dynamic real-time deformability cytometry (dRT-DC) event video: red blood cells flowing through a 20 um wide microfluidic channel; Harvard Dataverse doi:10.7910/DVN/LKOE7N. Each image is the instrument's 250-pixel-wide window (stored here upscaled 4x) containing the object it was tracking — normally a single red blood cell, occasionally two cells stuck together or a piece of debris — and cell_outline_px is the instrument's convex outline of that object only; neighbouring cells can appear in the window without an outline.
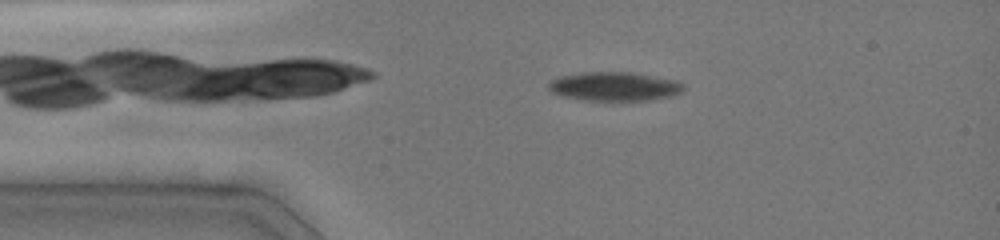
{"species": "common noctule bat (a hibernating species)", "species_latin": "Nyctalus noctula", "temperature_condition": "cold", "stored_images_in_passage": 7, "camera_frame_rate_fps": 3000, "um_per_image_px": 0.085, "animal": {"sex": "female", "body_mass_g": 19.0, "forearm_length_mm": 51.5}, "frame": {"image": 1, "passage_image": 5, "time_ms": 1.667, "image_size_px": [1000, 240], "cell_outline_px": [[684, 88], [680, 92], [672, 96], [648, 100], [580, 100], [564, 96], [552, 92], [548, 88], [548, 84], [552, 80], [560, 76], [584, 72], [632, 72], [680, 80], [684, 84]], "centroid_in_image_um": [52.27, 7.34], "position_along_channel_um": 32.7, "area_um2": 22.83}}